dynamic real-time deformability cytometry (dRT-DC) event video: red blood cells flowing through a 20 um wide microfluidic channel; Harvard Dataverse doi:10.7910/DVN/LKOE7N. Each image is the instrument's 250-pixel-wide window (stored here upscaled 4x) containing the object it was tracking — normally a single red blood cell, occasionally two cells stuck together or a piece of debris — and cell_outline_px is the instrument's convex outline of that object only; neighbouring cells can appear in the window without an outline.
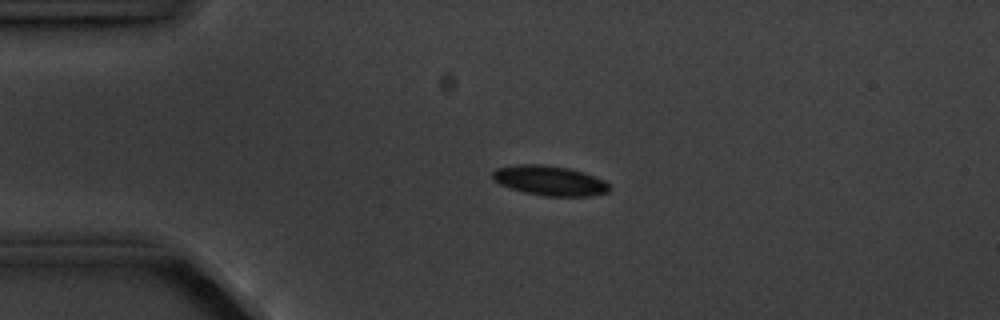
{"species": "common noctule bat (a hibernating species)", "species_latin": "Nyctalus noctula", "temperature_condition": "cold", "stored_images_in_passage": 6, "camera_frame_rate_fps": 3000, "um_per_image_px": 0.085, "animal": {"sex": "male", "body_mass_g": 20.1, "forearm_length_mm": 53.5}, "frame": {"image": 1, "passage_image": 4, "time_ms": 3.333, "image_size_px": [1000, 320], "cell_outline_px": [[612, 188], [608, 192], [588, 196], [544, 196], [524, 192], [500, 184], [492, 180], [492, 172], [496, 168], [516, 164], [544, 164], [568, 168], [584, 172], [604, 180]], "centroid_in_image_um": [46.71, 15.34], "position_along_channel_um": 38.3, "area_um2": 20.4}}